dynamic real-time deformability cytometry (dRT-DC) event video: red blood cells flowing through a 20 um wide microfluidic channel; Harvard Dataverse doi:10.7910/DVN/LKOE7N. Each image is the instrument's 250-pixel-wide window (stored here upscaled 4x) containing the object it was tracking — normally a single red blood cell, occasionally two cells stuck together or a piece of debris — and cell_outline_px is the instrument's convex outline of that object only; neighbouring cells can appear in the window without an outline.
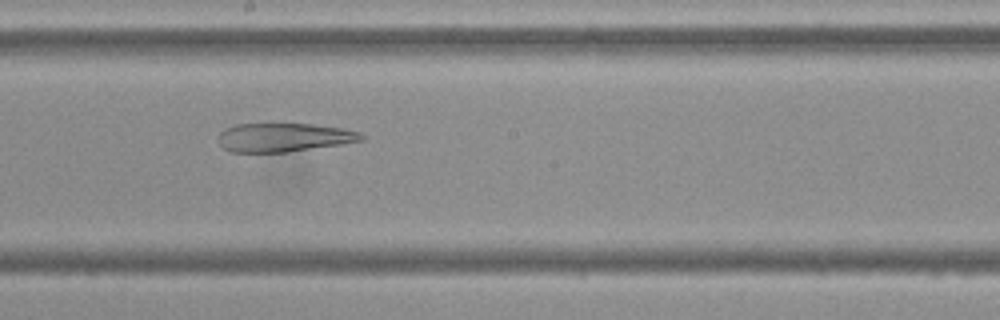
{"species": "Egyptian fruit bat (a non-hibernating species)", "species_latin": "Rousettus aegyptiacus", "temperature_condition": "cold", "stored_images_in_passage": 40, "camera_frame_rate_fps": 3000, "um_per_image_px": 0.085, "frame": {"image": 1, "passage_image": 17, "time_ms": 5.333, "image_size_px": [1000, 320], "cell_outline_px": [[364, 140], [340, 144], [284, 152], [228, 152], [220, 144], [220, 132], [236, 124], [264, 120], [276, 120], [312, 124], [340, 128], [360, 132], [364, 136]], "centroid_in_image_um": [24.07, 11.61], "position_along_channel_um": 224.1, "area_um2": 24.8}}
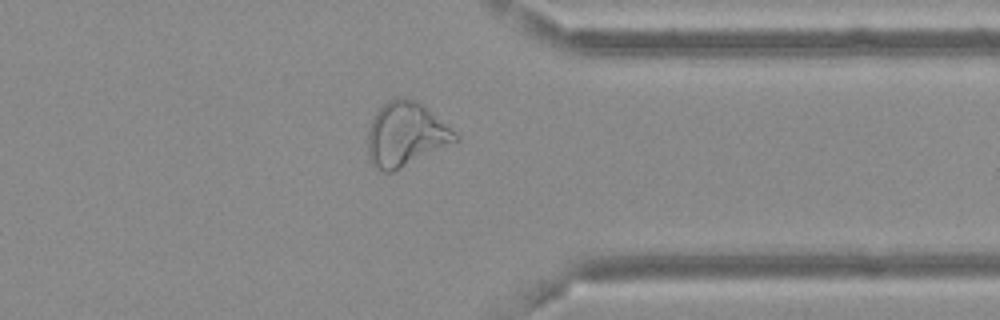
{"frame": {"image": 2, "passage_image": 30, "time_ms": 9.667, "image_size_px": [1000, 320], "cell_outline_px": [[460, 140], [392, 172], [384, 172], [376, 168], [372, 164], [368, 156], [368, 128], [376, 112], [388, 100], [396, 96], [412, 100], [428, 108], [456, 132], [460, 136]], "centroid_in_image_um": [34.49, 11.43], "position_along_channel_um": 376.9, "area_um2": 32.54}}
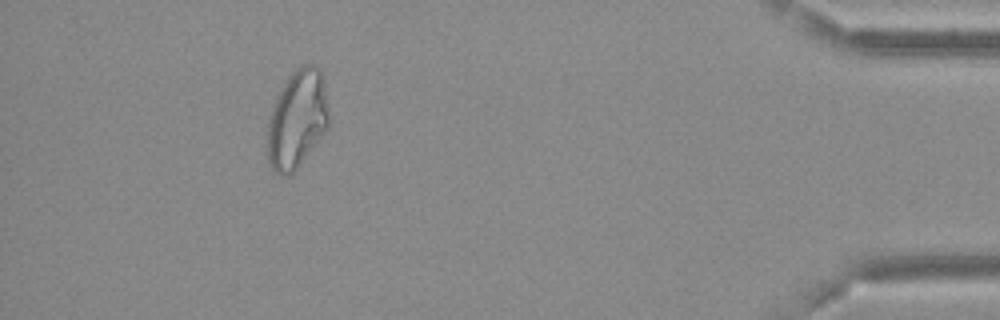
{"frame": {"image": 3, "passage_image": 37, "time_ms": 12.0, "image_size_px": [1000, 320], "cell_outline_px": [[328, 128], [296, 168], [288, 176], [280, 176], [272, 168], [268, 160], [264, 140], [272, 108], [276, 96], [288, 76], [300, 64], [312, 64], [320, 68], [324, 80], [328, 108]], "centroid_in_image_um": [25.22, 10.12], "position_along_channel_um": 410.0, "area_um2": 35.49}, "authors_computed_cell_mechanics": {"area_um2": 28.5532, "velocity_mm_per_s": 3.659, "shape_relaxation_time_tau1_ms": null, "shape_relaxation_time_tau2_ms": 5.7249, "deformation_change_tau1": null, "deformation_change_tau2": 0.1616}}